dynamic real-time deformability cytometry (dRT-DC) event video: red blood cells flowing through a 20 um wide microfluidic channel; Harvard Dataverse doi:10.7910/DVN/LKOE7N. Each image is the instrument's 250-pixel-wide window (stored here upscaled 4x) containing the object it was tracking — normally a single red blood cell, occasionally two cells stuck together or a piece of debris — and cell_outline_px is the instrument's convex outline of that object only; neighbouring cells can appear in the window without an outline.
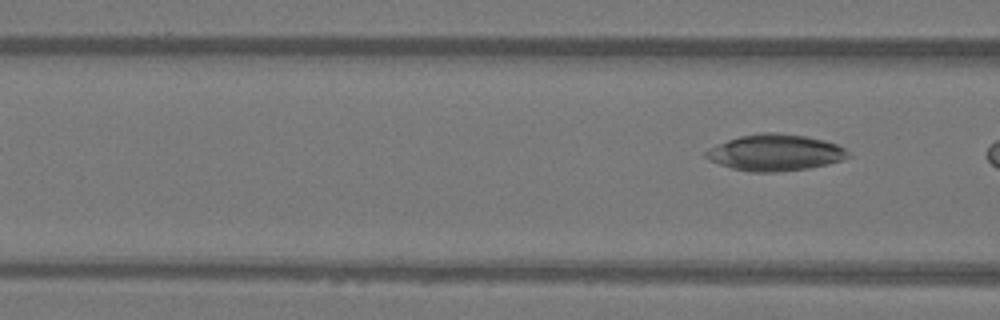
{"species": "Egyptian fruit bat (a non-hibernating species)", "species_latin": "Rousettus aegyptiacus", "temperature_condition": "warm", "stored_images_in_passage": 5, "camera_frame_rate_fps": 3000, "um_per_image_px": 0.085, "animal": {"sex": "female"}, "frame": {"image": 1, "passage_image": 5, "time_ms": 1.333, "image_size_px": [1000, 320], "cell_outline_px": [[852, 156], [828, 164], [808, 168], [776, 172], [752, 172], [732, 168], [708, 160], [704, 156], [704, 152], [708, 148], [728, 140], [740, 136], [760, 132], [776, 132], [808, 136], [824, 140], [836, 144], [844, 148]], "centroid_in_image_um": [65.88, 12.96], "position_along_channel_um": 100.7, "area_um2": 30.23}}